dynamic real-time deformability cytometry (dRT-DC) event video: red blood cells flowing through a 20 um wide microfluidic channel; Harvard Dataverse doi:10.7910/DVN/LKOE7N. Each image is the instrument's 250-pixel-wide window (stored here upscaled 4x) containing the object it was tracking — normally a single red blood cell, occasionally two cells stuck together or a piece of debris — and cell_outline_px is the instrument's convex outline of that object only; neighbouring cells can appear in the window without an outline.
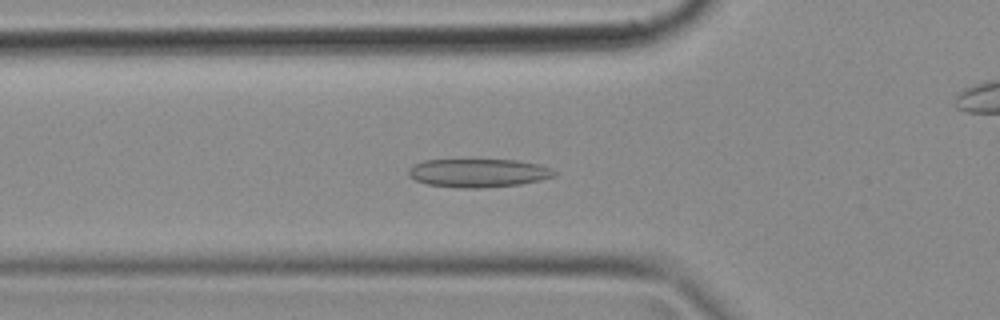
{"species": "common noctule bat (a hibernating species)", "species_latin": "Nyctalus noctula", "temperature_condition": "cold", "stored_images_in_passage": 40, "camera_frame_rate_fps": 3000, "um_per_image_px": 0.085, "animal": {"sex": "female", "body_mass_g": 18.4}, "frame": {"image": 1, "passage_image": 7, "time_ms": 2.0, "image_size_px": [1000, 320], "cell_outline_px": [[556, 176], [540, 180], [520, 184], [480, 188], [460, 188], [428, 184], [416, 180], [408, 176], [408, 168], [412, 164], [424, 160], [516, 160], [540, 164], [552, 168], [556, 172]], "centroid_in_image_um": [40.66, 14.7], "position_along_channel_um": 85.1, "area_um2": 24.28}}
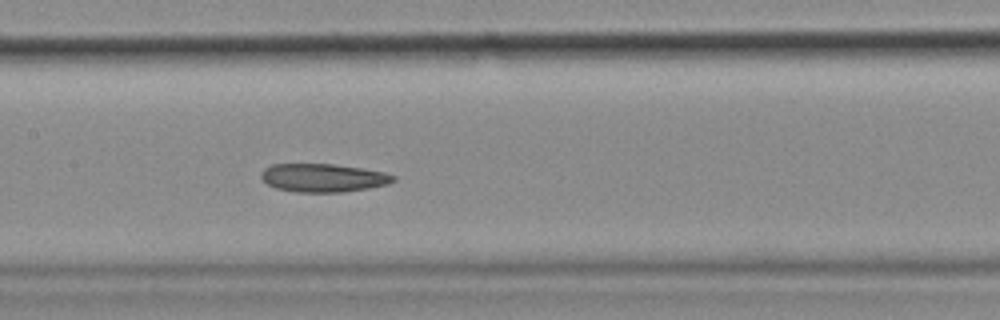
{"frame": {"image": 2, "passage_image": 14, "time_ms": 4.333, "image_size_px": [1000, 320], "cell_outline_px": [[396, 180], [388, 184], [368, 188], [340, 192], [296, 192], [276, 188], [268, 184], [260, 176], [260, 172], [264, 168], [272, 164], [336, 164], [384, 172], [396, 176]], "centroid_in_image_um": [27.46, 15.11], "position_along_channel_um": 179.9, "area_um2": 21.79}}
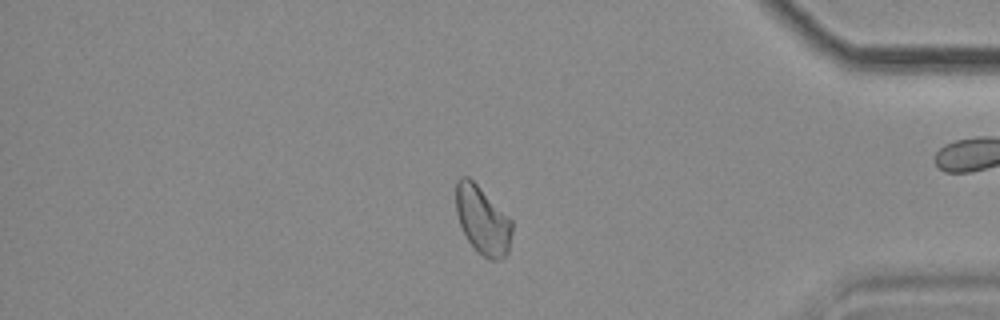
{"frame": {"image": 3, "passage_image": 32, "time_ms": 10.333, "image_size_px": [1000, 320], "cell_outline_px": [[512, 232], [508, 252], [500, 260], [488, 260], [468, 240], [460, 224], [456, 212], [456, 180], [460, 176], [468, 176], [512, 220]], "centroid_in_image_um": [41.02, 18.71], "position_along_channel_um": 394.2, "area_um2": 21.91}}